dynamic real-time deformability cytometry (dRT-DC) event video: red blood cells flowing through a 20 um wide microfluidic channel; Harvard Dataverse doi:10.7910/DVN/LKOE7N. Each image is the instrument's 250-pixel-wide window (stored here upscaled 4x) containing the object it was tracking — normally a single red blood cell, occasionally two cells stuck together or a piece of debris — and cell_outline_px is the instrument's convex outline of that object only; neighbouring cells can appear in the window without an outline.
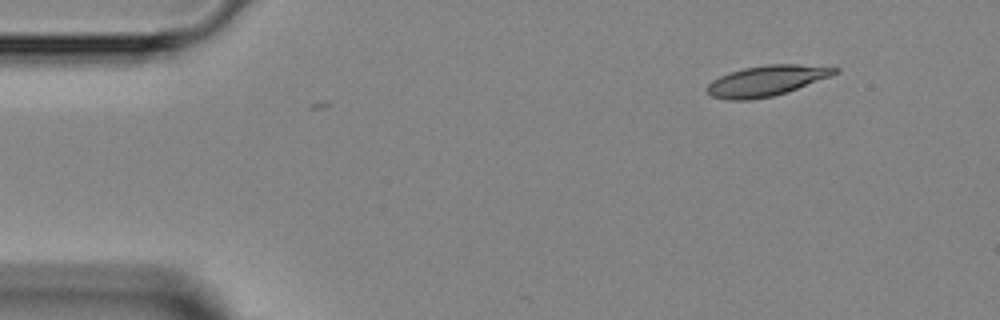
{"species": "Egyptian fruit bat (a non-hibernating species)", "species_latin": "Rousettus aegyptiacus", "temperature_condition": "room temperature", "stored_images_in_passage": 4, "segment_of_instrument_passage": [1, 2], "camera_frame_rate_fps": 3000, "um_per_image_px": 0.085, "animal": {"sex": "female"}, "frame": {"image": 1, "passage_image": 1, "time_ms": 0.0, "image_size_px": [1000, 320], "cell_outline_px": [[840, 72], [832, 76], [788, 92], [772, 96], [748, 100], [728, 100], [712, 96], [708, 92], [708, 84], [712, 80], [728, 72], [744, 68], [768, 64], [796, 64], [840, 68]], "centroid_in_image_um": [65.19, 6.86], "position_along_channel_um": 19.8, "area_um2": 22.72}}